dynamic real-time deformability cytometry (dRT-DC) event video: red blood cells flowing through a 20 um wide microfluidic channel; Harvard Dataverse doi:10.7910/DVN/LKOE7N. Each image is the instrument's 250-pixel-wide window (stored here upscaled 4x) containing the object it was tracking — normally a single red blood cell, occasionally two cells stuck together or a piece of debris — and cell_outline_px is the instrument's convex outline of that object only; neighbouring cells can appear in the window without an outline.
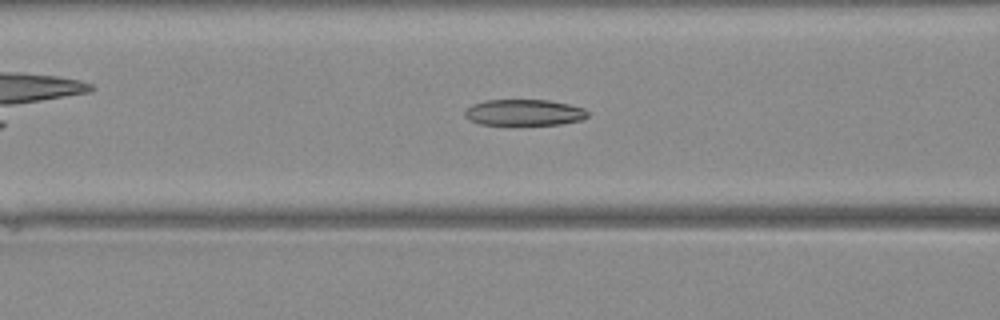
{"species": "Egyptian fruit bat (a non-hibernating species)", "species_latin": "Rousettus aegyptiacus", "temperature_condition": "warm", "stored_images_in_passage": 34, "camera_frame_rate_fps": 3000, "um_per_image_px": 0.085, "animal": {"sex": "female"}, "frame": {"image": 1, "passage_image": 8, "time_ms": 2.333, "image_size_px": [1000, 320], "cell_outline_px": [[588, 116], [580, 120], [560, 124], [508, 128], [480, 124], [468, 120], [464, 116], [464, 112], [472, 104], [484, 100], [548, 100], [568, 104], [584, 108], [588, 112]], "centroid_in_image_um": [44.48, 9.62], "position_along_channel_um": 122.1, "area_um2": 19.77}}
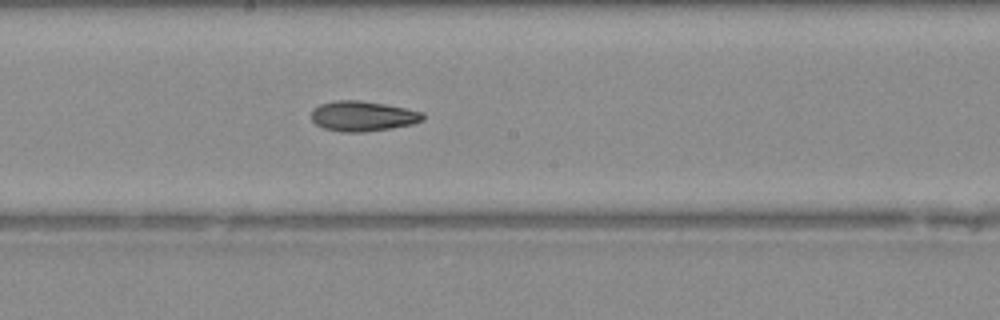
{"frame": {"image": 2, "passage_image": 14, "time_ms": 4.333, "image_size_px": [1000, 320], "cell_outline_px": [[424, 120], [412, 124], [388, 128], [360, 132], [344, 132], [324, 128], [316, 124], [312, 120], [312, 112], [320, 104], [336, 100], [360, 100], [384, 104], [424, 112]], "centroid_in_image_um": [30.84, 9.86], "position_along_channel_um": 217.4, "area_um2": 19.31}}
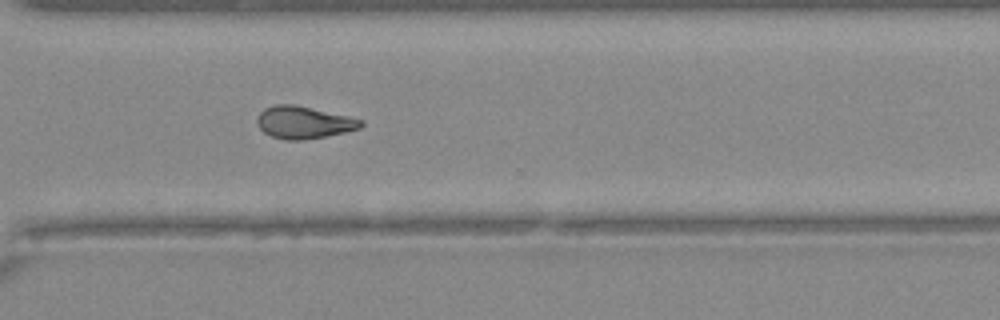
{"frame": {"image": 3, "passage_image": 22, "time_ms": 7.0, "image_size_px": [1000, 320], "cell_outline_px": [[364, 124], [360, 128], [344, 132], [304, 140], [288, 140], [272, 136], [264, 132], [260, 128], [256, 120], [256, 116], [264, 108], [276, 104], [292, 104], [348, 116], [364, 120]], "centroid_in_image_um": [25.8, 10.4], "position_along_channel_um": 344.8, "area_um2": 19.36}}